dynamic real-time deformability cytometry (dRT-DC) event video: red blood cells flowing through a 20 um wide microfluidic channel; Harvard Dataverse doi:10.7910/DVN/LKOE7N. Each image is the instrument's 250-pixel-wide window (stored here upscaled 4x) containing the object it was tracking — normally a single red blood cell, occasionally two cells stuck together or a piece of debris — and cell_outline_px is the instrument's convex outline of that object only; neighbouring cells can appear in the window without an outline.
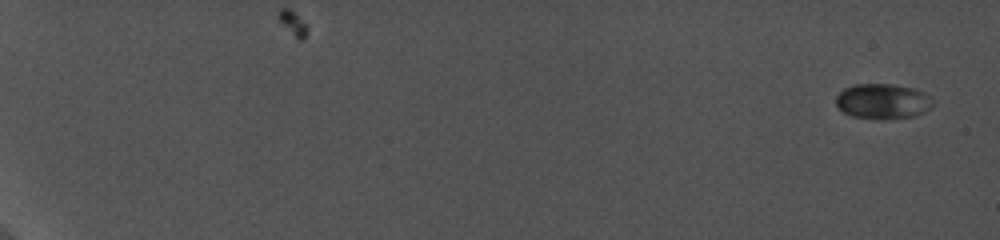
{"species": "common noctule bat (a hibernating species)", "species_latin": "Nyctalus noctula", "temperature_condition": "cold", "stored_images_in_passage": 9, "camera_frame_rate_fps": 5000, "um_per_image_px": 0.085, "animal": {"sex": "female", "body_mass_g": 19.0, "forearm_length_mm": 56.7}, "frame": {"image": 1, "passage_image": 1, "time_ms": 0.0, "image_size_px": [1000, 240], "cell_outline_px": [[936, 104], [932, 108], [916, 116], [852, 116], [844, 112], [836, 104], [836, 96], [844, 88], [852, 84], [892, 84], [916, 88], [932, 96], [936, 100]], "centroid_in_image_um": [75.12, 8.54], "position_along_channel_um": 9.9, "area_um2": 19.54}}
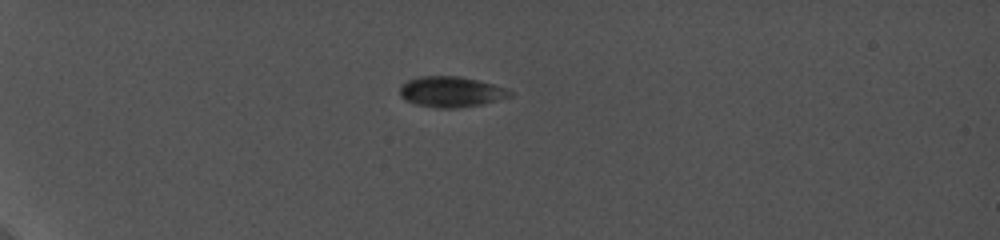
{"frame": {"image": 2, "passage_image": 6, "time_ms": 5.8, "image_size_px": [1000, 240], "cell_outline_px": [[512, 96], [484, 104], [460, 108], [436, 108], [416, 104], [404, 100], [400, 96], [400, 84], [408, 80], [420, 76], [460, 76], [480, 80], [508, 88], [512, 92]], "centroid_in_image_um": [38.35, 7.8], "position_along_channel_um": 46.6, "area_um2": 20.0}}
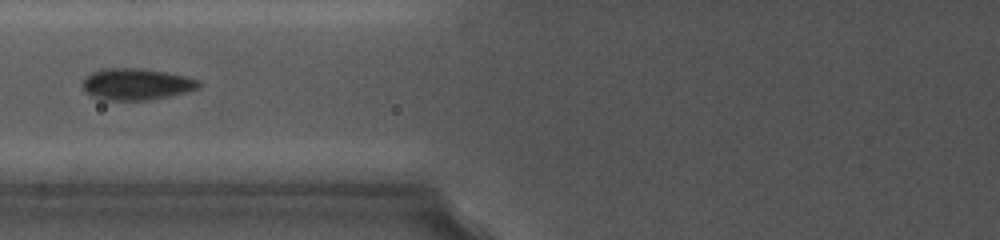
{"frame": {"image": 3, "passage_image": 9, "time_ms": 9.2, "image_size_px": [1000, 240], "cell_outline_px": [[204, 84], [200, 88], [188, 92], [148, 100], [104, 100], [92, 96], [80, 84], [84, 76], [92, 72], [104, 68], [140, 68], [164, 72], [184, 76], [200, 80]], "centroid_in_image_um": [11.6, 7.15], "position_along_channel_um": 114.2, "area_um2": 21.56}}